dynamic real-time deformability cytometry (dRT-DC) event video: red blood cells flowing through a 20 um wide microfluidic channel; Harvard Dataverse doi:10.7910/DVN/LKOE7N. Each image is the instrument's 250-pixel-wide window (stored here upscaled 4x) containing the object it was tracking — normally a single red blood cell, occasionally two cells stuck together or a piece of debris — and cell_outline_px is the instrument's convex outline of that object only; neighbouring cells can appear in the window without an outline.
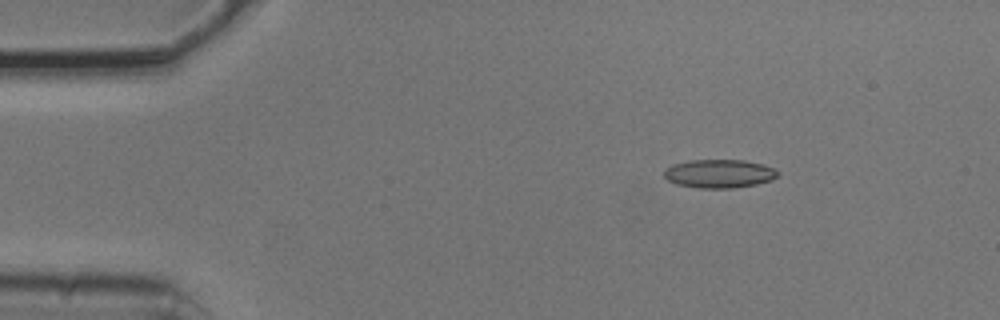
{"species": "common noctule bat (a hibernating species)", "species_latin": "Nyctalus noctula", "temperature_condition": "cold", "stored_images_in_passage": 4, "camera_frame_rate_fps": 3000, "um_per_image_px": 0.085, "animal": {"sex": "male", "body_mass_g": 20.5, "forearm_length_mm": 52.5}, "frame": {"image": 1, "passage_image": 2, "time_ms": 0.333, "image_size_px": [1000, 320], "cell_outline_px": [[780, 176], [772, 180], [756, 184], [732, 188], [700, 188], [676, 184], [668, 180], [664, 176], [664, 172], [672, 164], [692, 160], [744, 160], [764, 164], [780, 172]], "centroid_in_image_um": [61.18, 14.76], "position_along_channel_um": 23.8, "area_um2": 18.9}}